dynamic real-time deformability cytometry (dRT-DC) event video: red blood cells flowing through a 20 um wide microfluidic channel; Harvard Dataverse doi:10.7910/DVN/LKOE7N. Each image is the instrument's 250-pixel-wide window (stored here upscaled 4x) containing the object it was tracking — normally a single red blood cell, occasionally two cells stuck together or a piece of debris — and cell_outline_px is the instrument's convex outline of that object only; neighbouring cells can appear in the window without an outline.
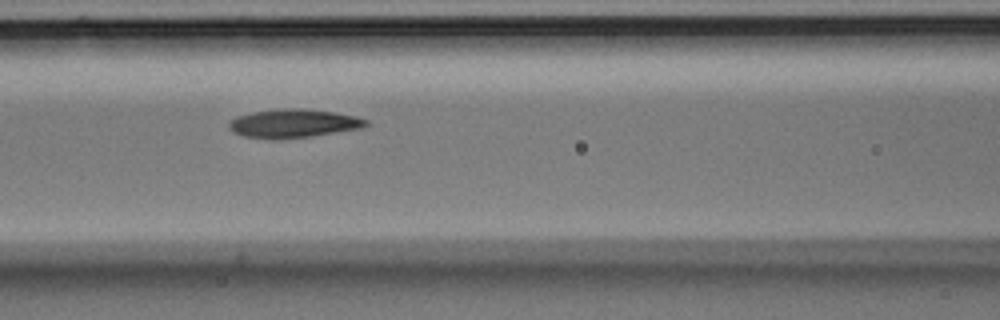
{"species": "Egyptian fruit bat (a non-hibernating species)", "species_latin": "Rousettus aegyptiacus", "temperature_condition": "room temperature", "stored_images_in_passage": 4, "camera_frame_rate_fps": 3000, "um_per_image_px": 0.085, "animal": {"sex": "male"}, "frame": {"image": 1, "passage_image": 4, "time_ms": 1.0, "image_size_px": [1000, 320], "cell_outline_px": [[368, 124], [360, 128], [308, 136], [276, 140], [272, 140], [244, 136], [232, 132], [228, 128], [228, 124], [236, 116], [252, 112], [276, 108], [300, 108], [332, 112], [356, 116], [368, 120]], "centroid_in_image_um": [24.87, 10.49], "position_along_channel_um": 141.7, "area_um2": 22.77}}